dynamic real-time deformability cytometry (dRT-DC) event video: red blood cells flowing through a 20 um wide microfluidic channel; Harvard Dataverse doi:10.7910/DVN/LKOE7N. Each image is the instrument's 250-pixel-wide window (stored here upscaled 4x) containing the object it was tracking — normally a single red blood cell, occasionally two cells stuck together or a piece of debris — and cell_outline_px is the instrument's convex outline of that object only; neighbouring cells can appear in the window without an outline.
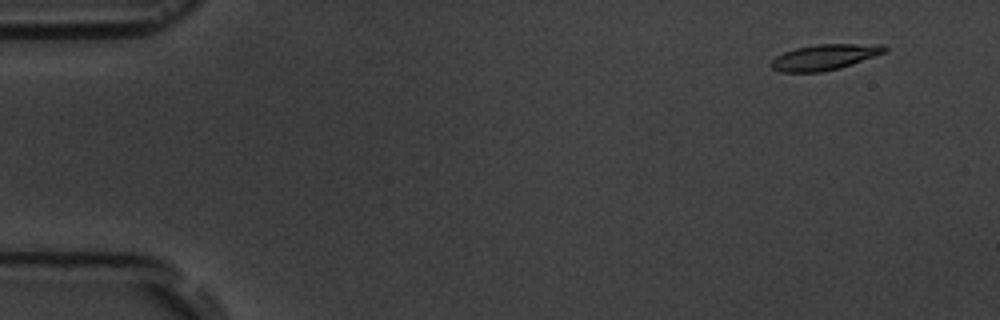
{"species": "common noctule bat (a hibernating species)", "species_latin": "Nyctalus noctula", "temperature_condition": "room temperature", "stored_images_in_passage": 2, "camera_frame_rate_fps": 3000, "um_per_image_px": 0.085, "animal": {"sex": "male", "body_mass_g": 19.5, "forearm_length_mm": 54.6}, "frame": {"image": 1, "passage_image": 2, "time_ms": 2.0, "image_size_px": [1000, 320], "cell_outline_px": [[888, 52], [840, 68], [820, 72], [780, 72], [772, 68], [768, 64], [776, 56], [784, 52], [796, 48], [816, 44], [884, 44], [888, 48]], "centroid_in_image_um": [70.12, 4.85], "position_along_channel_um": 14.9, "area_um2": 17.17}}